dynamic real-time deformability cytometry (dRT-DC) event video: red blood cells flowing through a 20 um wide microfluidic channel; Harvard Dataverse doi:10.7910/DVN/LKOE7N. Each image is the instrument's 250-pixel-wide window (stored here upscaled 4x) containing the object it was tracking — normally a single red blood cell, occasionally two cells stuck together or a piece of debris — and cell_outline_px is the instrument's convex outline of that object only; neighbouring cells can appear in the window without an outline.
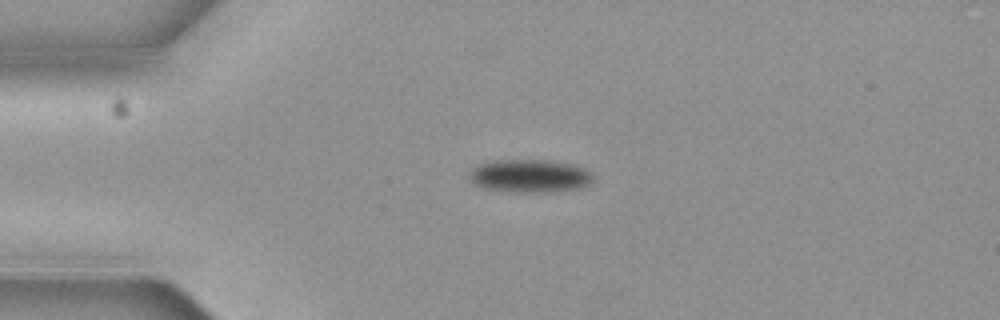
{"species": "common noctule bat (a hibernating species)", "species_latin": "Nyctalus noctula", "temperature_condition": "cold", "stored_images_in_passage": 3, "camera_frame_rate_fps": 3000, "um_per_image_px": 0.085, "animal": {"sex": "female", "body_mass_g": 19.3, "forearm_length_mm": 54.1}, "frame": {"image": 1, "passage_image": 3, "time_ms": 0.667, "image_size_px": [1000, 320], "cell_outline_px": [[592, 180], [588, 184], [580, 188], [548, 192], [520, 192], [480, 188], [472, 184], [468, 180], [468, 172], [476, 164], [488, 160], [552, 160], [572, 164], [584, 168], [592, 172]], "centroid_in_image_um": [44.94, 14.94], "position_along_channel_um": 40.1, "area_um2": 24.33}}